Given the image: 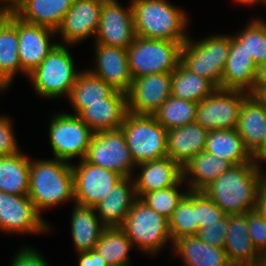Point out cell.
<instances>
[{
    "label": "cell",
    "mask_w": 266,
    "mask_h": 266,
    "mask_svg": "<svg viewBox=\"0 0 266 266\" xmlns=\"http://www.w3.org/2000/svg\"><path fill=\"white\" fill-rule=\"evenodd\" d=\"M95 69L89 71L114 90L128 93L132 85L127 49L94 43Z\"/></svg>",
    "instance_id": "cell-18"
},
{
    "label": "cell",
    "mask_w": 266,
    "mask_h": 266,
    "mask_svg": "<svg viewBox=\"0 0 266 266\" xmlns=\"http://www.w3.org/2000/svg\"><path fill=\"white\" fill-rule=\"evenodd\" d=\"M74 178L73 203L94 207L102 201L111 189L123 178L109 169L93 165L85 159L72 164Z\"/></svg>",
    "instance_id": "cell-13"
},
{
    "label": "cell",
    "mask_w": 266,
    "mask_h": 266,
    "mask_svg": "<svg viewBox=\"0 0 266 266\" xmlns=\"http://www.w3.org/2000/svg\"><path fill=\"white\" fill-rule=\"evenodd\" d=\"M253 97L259 104L266 108V86L258 87L252 94Z\"/></svg>",
    "instance_id": "cell-50"
},
{
    "label": "cell",
    "mask_w": 266,
    "mask_h": 266,
    "mask_svg": "<svg viewBox=\"0 0 266 266\" xmlns=\"http://www.w3.org/2000/svg\"><path fill=\"white\" fill-rule=\"evenodd\" d=\"M78 266H109L95 249L78 252Z\"/></svg>",
    "instance_id": "cell-45"
},
{
    "label": "cell",
    "mask_w": 266,
    "mask_h": 266,
    "mask_svg": "<svg viewBox=\"0 0 266 266\" xmlns=\"http://www.w3.org/2000/svg\"><path fill=\"white\" fill-rule=\"evenodd\" d=\"M30 157L18 153L0 156V191L12 195H28Z\"/></svg>",
    "instance_id": "cell-33"
},
{
    "label": "cell",
    "mask_w": 266,
    "mask_h": 266,
    "mask_svg": "<svg viewBox=\"0 0 266 266\" xmlns=\"http://www.w3.org/2000/svg\"><path fill=\"white\" fill-rule=\"evenodd\" d=\"M94 131L78 116L57 113L51 118L49 141L55 159L69 160L79 157L83 160L87 154Z\"/></svg>",
    "instance_id": "cell-9"
},
{
    "label": "cell",
    "mask_w": 266,
    "mask_h": 266,
    "mask_svg": "<svg viewBox=\"0 0 266 266\" xmlns=\"http://www.w3.org/2000/svg\"><path fill=\"white\" fill-rule=\"evenodd\" d=\"M10 3L15 4L18 0H8Z\"/></svg>",
    "instance_id": "cell-53"
},
{
    "label": "cell",
    "mask_w": 266,
    "mask_h": 266,
    "mask_svg": "<svg viewBox=\"0 0 266 266\" xmlns=\"http://www.w3.org/2000/svg\"><path fill=\"white\" fill-rule=\"evenodd\" d=\"M171 246L184 260L185 266H233L224 248L208 245L197 235L176 239Z\"/></svg>",
    "instance_id": "cell-26"
},
{
    "label": "cell",
    "mask_w": 266,
    "mask_h": 266,
    "mask_svg": "<svg viewBox=\"0 0 266 266\" xmlns=\"http://www.w3.org/2000/svg\"><path fill=\"white\" fill-rule=\"evenodd\" d=\"M266 171L256 163L233 165L201 191L226 215L256 210L259 185Z\"/></svg>",
    "instance_id": "cell-1"
},
{
    "label": "cell",
    "mask_w": 266,
    "mask_h": 266,
    "mask_svg": "<svg viewBox=\"0 0 266 266\" xmlns=\"http://www.w3.org/2000/svg\"><path fill=\"white\" fill-rule=\"evenodd\" d=\"M132 248L121 227H105L94 249L110 266H130L129 252Z\"/></svg>",
    "instance_id": "cell-35"
},
{
    "label": "cell",
    "mask_w": 266,
    "mask_h": 266,
    "mask_svg": "<svg viewBox=\"0 0 266 266\" xmlns=\"http://www.w3.org/2000/svg\"><path fill=\"white\" fill-rule=\"evenodd\" d=\"M247 226L251 241L260 253L266 248V220L257 210L250 211L247 212Z\"/></svg>",
    "instance_id": "cell-42"
},
{
    "label": "cell",
    "mask_w": 266,
    "mask_h": 266,
    "mask_svg": "<svg viewBox=\"0 0 266 266\" xmlns=\"http://www.w3.org/2000/svg\"><path fill=\"white\" fill-rule=\"evenodd\" d=\"M223 248L233 266H254L259 261V252L249 236L247 213L228 215V232Z\"/></svg>",
    "instance_id": "cell-23"
},
{
    "label": "cell",
    "mask_w": 266,
    "mask_h": 266,
    "mask_svg": "<svg viewBox=\"0 0 266 266\" xmlns=\"http://www.w3.org/2000/svg\"><path fill=\"white\" fill-rule=\"evenodd\" d=\"M44 221L28 195H12L0 191V231L7 234H37L49 232Z\"/></svg>",
    "instance_id": "cell-12"
},
{
    "label": "cell",
    "mask_w": 266,
    "mask_h": 266,
    "mask_svg": "<svg viewBox=\"0 0 266 266\" xmlns=\"http://www.w3.org/2000/svg\"><path fill=\"white\" fill-rule=\"evenodd\" d=\"M254 266H266V248L259 253V261Z\"/></svg>",
    "instance_id": "cell-51"
},
{
    "label": "cell",
    "mask_w": 266,
    "mask_h": 266,
    "mask_svg": "<svg viewBox=\"0 0 266 266\" xmlns=\"http://www.w3.org/2000/svg\"><path fill=\"white\" fill-rule=\"evenodd\" d=\"M104 228L94 207L75 203L71 217V234L77 252L94 249Z\"/></svg>",
    "instance_id": "cell-30"
},
{
    "label": "cell",
    "mask_w": 266,
    "mask_h": 266,
    "mask_svg": "<svg viewBox=\"0 0 266 266\" xmlns=\"http://www.w3.org/2000/svg\"><path fill=\"white\" fill-rule=\"evenodd\" d=\"M204 151L228 161L232 166L255 163L236 129L208 131Z\"/></svg>",
    "instance_id": "cell-29"
},
{
    "label": "cell",
    "mask_w": 266,
    "mask_h": 266,
    "mask_svg": "<svg viewBox=\"0 0 266 266\" xmlns=\"http://www.w3.org/2000/svg\"><path fill=\"white\" fill-rule=\"evenodd\" d=\"M226 214L202 191H197V221L199 229L206 225L217 224Z\"/></svg>",
    "instance_id": "cell-40"
},
{
    "label": "cell",
    "mask_w": 266,
    "mask_h": 266,
    "mask_svg": "<svg viewBox=\"0 0 266 266\" xmlns=\"http://www.w3.org/2000/svg\"><path fill=\"white\" fill-rule=\"evenodd\" d=\"M136 167L141 170L133 178L135 193L139 199L149 192L175 186L183 179L182 167L168 156L143 162Z\"/></svg>",
    "instance_id": "cell-19"
},
{
    "label": "cell",
    "mask_w": 266,
    "mask_h": 266,
    "mask_svg": "<svg viewBox=\"0 0 266 266\" xmlns=\"http://www.w3.org/2000/svg\"><path fill=\"white\" fill-rule=\"evenodd\" d=\"M207 134L197 122L167 130L168 157L183 168L192 157L204 151Z\"/></svg>",
    "instance_id": "cell-24"
},
{
    "label": "cell",
    "mask_w": 266,
    "mask_h": 266,
    "mask_svg": "<svg viewBox=\"0 0 266 266\" xmlns=\"http://www.w3.org/2000/svg\"><path fill=\"white\" fill-rule=\"evenodd\" d=\"M10 266H50L46 259L36 249L23 247L13 256Z\"/></svg>",
    "instance_id": "cell-44"
},
{
    "label": "cell",
    "mask_w": 266,
    "mask_h": 266,
    "mask_svg": "<svg viewBox=\"0 0 266 266\" xmlns=\"http://www.w3.org/2000/svg\"><path fill=\"white\" fill-rule=\"evenodd\" d=\"M17 72H21L18 53V16L12 19L0 32V92L12 84Z\"/></svg>",
    "instance_id": "cell-32"
},
{
    "label": "cell",
    "mask_w": 266,
    "mask_h": 266,
    "mask_svg": "<svg viewBox=\"0 0 266 266\" xmlns=\"http://www.w3.org/2000/svg\"><path fill=\"white\" fill-rule=\"evenodd\" d=\"M198 103L170 96L153 114L166 129L182 127L195 122Z\"/></svg>",
    "instance_id": "cell-37"
},
{
    "label": "cell",
    "mask_w": 266,
    "mask_h": 266,
    "mask_svg": "<svg viewBox=\"0 0 266 266\" xmlns=\"http://www.w3.org/2000/svg\"><path fill=\"white\" fill-rule=\"evenodd\" d=\"M135 35L146 39L169 40L184 44L189 36L187 14L168 0H130Z\"/></svg>",
    "instance_id": "cell-3"
},
{
    "label": "cell",
    "mask_w": 266,
    "mask_h": 266,
    "mask_svg": "<svg viewBox=\"0 0 266 266\" xmlns=\"http://www.w3.org/2000/svg\"><path fill=\"white\" fill-rule=\"evenodd\" d=\"M256 210L266 220V174L262 178L259 185Z\"/></svg>",
    "instance_id": "cell-47"
},
{
    "label": "cell",
    "mask_w": 266,
    "mask_h": 266,
    "mask_svg": "<svg viewBox=\"0 0 266 266\" xmlns=\"http://www.w3.org/2000/svg\"><path fill=\"white\" fill-rule=\"evenodd\" d=\"M185 183L183 179L175 186L166 189L155 190L144 194L140 199L150 208L157 211L160 215L170 219L173 211L177 208L182 199L188 194L189 190L184 193L178 190L180 184Z\"/></svg>",
    "instance_id": "cell-39"
},
{
    "label": "cell",
    "mask_w": 266,
    "mask_h": 266,
    "mask_svg": "<svg viewBox=\"0 0 266 266\" xmlns=\"http://www.w3.org/2000/svg\"><path fill=\"white\" fill-rule=\"evenodd\" d=\"M266 86V62L256 66L253 88L248 92L251 95L258 87Z\"/></svg>",
    "instance_id": "cell-48"
},
{
    "label": "cell",
    "mask_w": 266,
    "mask_h": 266,
    "mask_svg": "<svg viewBox=\"0 0 266 266\" xmlns=\"http://www.w3.org/2000/svg\"><path fill=\"white\" fill-rule=\"evenodd\" d=\"M236 130L251 154L264 141L266 135V108L251 95L242 102Z\"/></svg>",
    "instance_id": "cell-28"
},
{
    "label": "cell",
    "mask_w": 266,
    "mask_h": 266,
    "mask_svg": "<svg viewBox=\"0 0 266 266\" xmlns=\"http://www.w3.org/2000/svg\"><path fill=\"white\" fill-rule=\"evenodd\" d=\"M227 232L228 215H225L217 224L206 225L205 228L199 229L196 235L208 245L223 248Z\"/></svg>",
    "instance_id": "cell-41"
},
{
    "label": "cell",
    "mask_w": 266,
    "mask_h": 266,
    "mask_svg": "<svg viewBox=\"0 0 266 266\" xmlns=\"http://www.w3.org/2000/svg\"><path fill=\"white\" fill-rule=\"evenodd\" d=\"M73 0H18L15 14L23 21L57 30Z\"/></svg>",
    "instance_id": "cell-25"
},
{
    "label": "cell",
    "mask_w": 266,
    "mask_h": 266,
    "mask_svg": "<svg viewBox=\"0 0 266 266\" xmlns=\"http://www.w3.org/2000/svg\"><path fill=\"white\" fill-rule=\"evenodd\" d=\"M133 246L142 252L157 254L168 243H172L169 219L148 207L137 198L121 226Z\"/></svg>",
    "instance_id": "cell-5"
},
{
    "label": "cell",
    "mask_w": 266,
    "mask_h": 266,
    "mask_svg": "<svg viewBox=\"0 0 266 266\" xmlns=\"http://www.w3.org/2000/svg\"><path fill=\"white\" fill-rule=\"evenodd\" d=\"M127 113V94L115 90L105 103L87 104L78 117L94 132H99L119 129Z\"/></svg>",
    "instance_id": "cell-20"
},
{
    "label": "cell",
    "mask_w": 266,
    "mask_h": 266,
    "mask_svg": "<svg viewBox=\"0 0 266 266\" xmlns=\"http://www.w3.org/2000/svg\"><path fill=\"white\" fill-rule=\"evenodd\" d=\"M103 0H73L56 34H60L65 45H75L86 38L95 37L100 21Z\"/></svg>",
    "instance_id": "cell-17"
},
{
    "label": "cell",
    "mask_w": 266,
    "mask_h": 266,
    "mask_svg": "<svg viewBox=\"0 0 266 266\" xmlns=\"http://www.w3.org/2000/svg\"><path fill=\"white\" fill-rule=\"evenodd\" d=\"M56 31L18 17V53L21 73L28 76L35 70L58 43L51 42Z\"/></svg>",
    "instance_id": "cell-16"
},
{
    "label": "cell",
    "mask_w": 266,
    "mask_h": 266,
    "mask_svg": "<svg viewBox=\"0 0 266 266\" xmlns=\"http://www.w3.org/2000/svg\"><path fill=\"white\" fill-rule=\"evenodd\" d=\"M172 243L184 236L196 235L199 231L197 221V191H189L169 219Z\"/></svg>",
    "instance_id": "cell-36"
},
{
    "label": "cell",
    "mask_w": 266,
    "mask_h": 266,
    "mask_svg": "<svg viewBox=\"0 0 266 266\" xmlns=\"http://www.w3.org/2000/svg\"><path fill=\"white\" fill-rule=\"evenodd\" d=\"M120 128L136 165L168 156L167 130L153 115L128 112Z\"/></svg>",
    "instance_id": "cell-8"
},
{
    "label": "cell",
    "mask_w": 266,
    "mask_h": 266,
    "mask_svg": "<svg viewBox=\"0 0 266 266\" xmlns=\"http://www.w3.org/2000/svg\"><path fill=\"white\" fill-rule=\"evenodd\" d=\"M231 166L228 161L203 151L183 166V181L190 185L187 187L189 191H201Z\"/></svg>",
    "instance_id": "cell-27"
},
{
    "label": "cell",
    "mask_w": 266,
    "mask_h": 266,
    "mask_svg": "<svg viewBox=\"0 0 266 266\" xmlns=\"http://www.w3.org/2000/svg\"><path fill=\"white\" fill-rule=\"evenodd\" d=\"M0 32L15 14V5L8 0H0Z\"/></svg>",
    "instance_id": "cell-46"
},
{
    "label": "cell",
    "mask_w": 266,
    "mask_h": 266,
    "mask_svg": "<svg viewBox=\"0 0 266 266\" xmlns=\"http://www.w3.org/2000/svg\"><path fill=\"white\" fill-rule=\"evenodd\" d=\"M233 36L252 55L256 66L266 62V21L251 19L243 30Z\"/></svg>",
    "instance_id": "cell-38"
},
{
    "label": "cell",
    "mask_w": 266,
    "mask_h": 266,
    "mask_svg": "<svg viewBox=\"0 0 266 266\" xmlns=\"http://www.w3.org/2000/svg\"><path fill=\"white\" fill-rule=\"evenodd\" d=\"M135 37L131 1L124 8L118 0H103L94 43L127 49Z\"/></svg>",
    "instance_id": "cell-14"
},
{
    "label": "cell",
    "mask_w": 266,
    "mask_h": 266,
    "mask_svg": "<svg viewBox=\"0 0 266 266\" xmlns=\"http://www.w3.org/2000/svg\"><path fill=\"white\" fill-rule=\"evenodd\" d=\"M115 90L101 78L93 75L89 69L81 70L68 96L69 103L78 116L87 104L105 103Z\"/></svg>",
    "instance_id": "cell-31"
},
{
    "label": "cell",
    "mask_w": 266,
    "mask_h": 266,
    "mask_svg": "<svg viewBox=\"0 0 266 266\" xmlns=\"http://www.w3.org/2000/svg\"><path fill=\"white\" fill-rule=\"evenodd\" d=\"M84 159L93 165L109 169L123 178L132 177L133 169L137 166L121 128L94 132Z\"/></svg>",
    "instance_id": "cell-10"
},
{
    "label": "cell",
    "mask_w": 266,
    "mask_h": 266,
    "mask_svg": "<svg viewBox=\"0 0 266 266\" xmlns=\"http://www.w3.org/2000/svg\"><path fill=\"white\" fill-rule=\"evenodd\" d=\"M182 43L136 36L127 48L132 79L153 73H172L181 62Z\"/></svg>",
    "instance_id": "cell-6"
},
{
    "label": "cell",
    "mask_w": 266,
    "mask_h": 266,
    "mask_svg": "<svg viewBox=\"0 0 266 266\" xmlns=\"http://www.w3.org/2000/svg\"><path fill=\"white\" fill-rule=\"evenodd\" d=\"M236 2L243 4V5H253V4H258V3H263L265 5L266 0H235Z\"/></svg>",
    "instance_id": "cell-52"
},
{
    "label": "cell",
    "mask_w": 266,
    "mask_h": 266,
    "mask_svg": "<svg viewBox=\"0 0 266 266\" xmlns=\"http://www.w3.org/2000/svg\"><path fill=\"white\" fill-rule=\"evenodd\" d=\"M136 199L134 179L124 177L94 209L105 227H121Z\"/></svg>",
    "instance_id": "cell-22"
},
{
    "label": "cell",
    "mask_w": 266,
    "mask_h": 266,
    "mask_svg": "<svg viewBox=\"0 0 266 266\" xmlns=\"http://www.w3.org/2000/svg\"><path fill=\"white\" fill-rule=\"evenodd\" d=\"M256 65L244 45L230 35V49L220 89L241 90L249 92L253 88Z\"/></svg>",
    "instance_id": "cell-21"
},
{
    "label": "cell",
    "mask_w": 266,
    "mask_h": 266,
    "mask_svg": "<svg viewBox=\"0 0 266 266\" xmlns=\"http://www.w3.org/2000/svg\"><path fill=\"white\" fill-rule=\"evenodd\" d=\"M79 74L67 45L59 42L28 78L37 94L55 99L69 96Z\"/></svg>",
    "instance_id": "cell-4"
},
{
    "label": "cell",
    "mask_w": 266,
    "mask_h": 266,
    "mask_svg": "<svg viewBox=\"0 0 266 266\" xmlns=\"http://www.w3.org/2000/svg\"><path fill=\"white\" fill-rule=\"evenodd\" d=\"M171 96L199 103L217 87L208 79L191 72L181 62L171 73Z\"/></svg>",
    "instance_id": "cell-34"
},
{
    "label": "cell",
    "mask_w": 266,
    "mask_h": 266,
    "mask_svg": "<svg viewBox=\"0 0 266 266\" xmlns=\"http://www.w3.org/2000/svg\"><path fill=\"white\" fill-rule=\"evenodd\" d=\"M229 49V35H212L196 42L188 38L181 48V63L219 88Z\"/></svg>",
    "instance_id": "cell-7"
},
{
    "label": "cell",
    "mask_w": 266,
    "mask_h": 266,
    "mask_svg": "<svg viewBox=\"0 0 266 266\" xmlns=\"http://www.w3.org/2000/svg\"><path fill=\"white\" fill-rule=\"evenodd\" d=\"M248 96L245 91L217 88L198 103L195 122L207 131L236 129L242 102Z\"/></svg>",
    "instance_id": "cell-11"
},
{
    "label": "cell",
    "mask_w": 266,
    "mask_h": 266,
    "mask_svg": "<svg viewBox=\"0 0 266 266\" xmlns=\"http://www.w3.org/2000/svg\"><path fill=\"white\" fill-rule=\"evenodd\" d=\"M171 73H153L132 80L127 93L128 112L153 115L171 96Z\"/></svg>",
    "instance_id": "cell-15"
},
{
    "label": "cell",
    "mask_w": 266,
    "mask_h": 266,
    "mask_svg": "<svg viewBox=\"0 0 266 266\" xmlns=\"http://www.w3.org/2000/svg\"><path fill=\"white\" fill-rule=\"evenodd\" d=\"M253 161L261 167L263 161L266 162V135L261 146L252 154ZM261 162V163H260Z\"/></svg>",
    "instance_id": "cell-49"
},
{
    "label": "cell",
    "mask_w": 266,
    "mask_h": 266,
    "mask_svg": "<svg viewBox=\"0 0 266 266\" xmlns=\"http://www.w3.org/2000/svg\"><path fill=\"white\" fill-rule=\"evenodd\" d=\"M28 196L37 211L75 200L72 163L60 159H30Z\"/></svg>",
    "instance_id": "cell-2"
},
{
    "label": "cell",
    "mask_w": 266,
    "mask_h": 266,
    "mask_svg": "<svg viewBox=\"0 0 266 266\" xmlns=\"http://www.w3.org/2000/svg\"><path fill=\"white\" fill-rule=\"evenodd\" d=\"M19 151L21 150L15 139L12 121L0 115V156L12 155Z\"/></svg>",
    "instance_id": "cell-43"
}]
</instances>
